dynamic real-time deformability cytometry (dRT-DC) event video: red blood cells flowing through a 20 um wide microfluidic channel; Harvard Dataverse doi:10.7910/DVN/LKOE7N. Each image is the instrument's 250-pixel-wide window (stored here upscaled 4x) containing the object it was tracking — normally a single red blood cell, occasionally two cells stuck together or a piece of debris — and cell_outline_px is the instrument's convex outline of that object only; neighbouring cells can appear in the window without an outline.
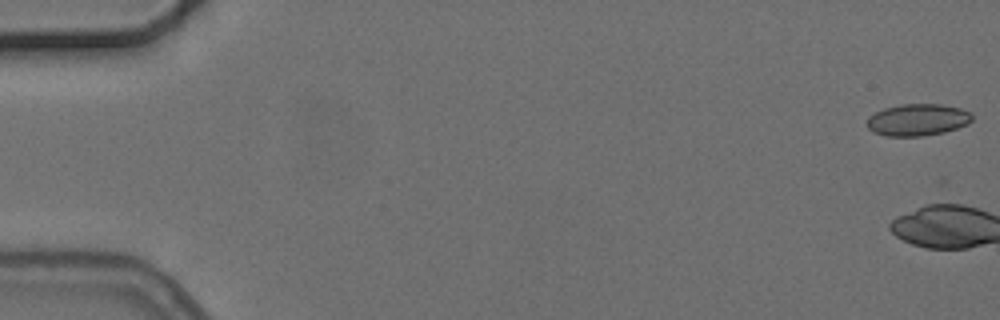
{"species": "common noctule bat (a hibernating species)", "species_latin": "Nyctalus noctula", "temperature_condition": "cold", "stored_images_in_passage": 5, "camera_frame_rate_fps": 3000, "um_per_image_px": 0.085, "animal": {"sex": "female", "body_mass_g": 24.6, "forearm_length_mm": 56.2}, "frame": {"image": 1, "passage_image": 1, "time_ms": 0.0, "image_size_px": [1000, 320], "cell_outline_px": [[972, 120], [968, 124], [944, 132], [924, 136], [888, 136], [872, 132], [868, 128], [868, 116], [884, 108], [900, 104], [940, 104], [960, 108], [972, 112]], "centroid_in_image_um": [78.01, 10.18], "position_along_channel_um": 7.0, "area_um2": 19.59}}